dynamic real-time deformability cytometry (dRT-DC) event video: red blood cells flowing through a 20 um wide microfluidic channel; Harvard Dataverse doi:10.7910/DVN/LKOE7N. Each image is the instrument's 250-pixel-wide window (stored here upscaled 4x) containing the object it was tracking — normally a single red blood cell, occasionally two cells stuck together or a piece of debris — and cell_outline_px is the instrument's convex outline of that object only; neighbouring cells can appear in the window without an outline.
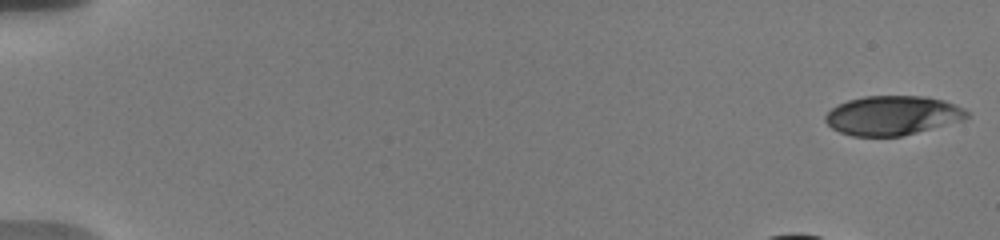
{"species": "human", "species_latin": "Homo sapiens", "temperature_condition": "warm", "stored_images_in_passage": 50, "camera_frame_rate_fps": 3000, "um_per_image_px": 0.085, "donor": {"sex": "male"}, "frame": {"image": 1, "passage_image": 1, "time_ms": 0.0, "image_size_px": [1000, 240], "cell_outline_px": [[968, 116], [964, 120], [900, 136], [852, 136], [840, 132], [832, 128], [824, 120], [824, 116], [832, 108], [848, 100], [864, 96], [928, 96], [944, 100], [956, 104], [964, 108], [968, 112]], "centroid_in_image_um": [75.87, 9.8], "position_along_channel_um": 9.1, "area_um2": 32.37}}
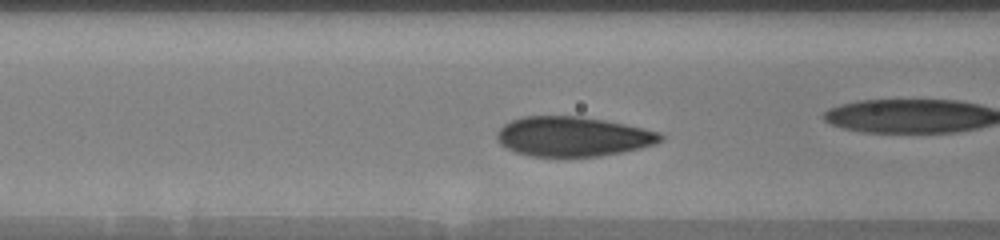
{"frame": {"image": 2, "passage_image": 22, "time_ms": 7.0, "image_size_px": [1000, 240], "cell_outline_px": [[664, 136], [656, 144], [640, 148], [620, 152], [596, 156], [528, 156], [516, 152], [500, 144], [496, 140], [496, 132], [504, 124], [512, 120], [524, 116], [580, 116], [604, 120], [624, 124], [660, 132]], "centroid_in_image_um": [48.66, 11.6], "position_along_channel_um": 117.9, "area_um2": 37.69}}
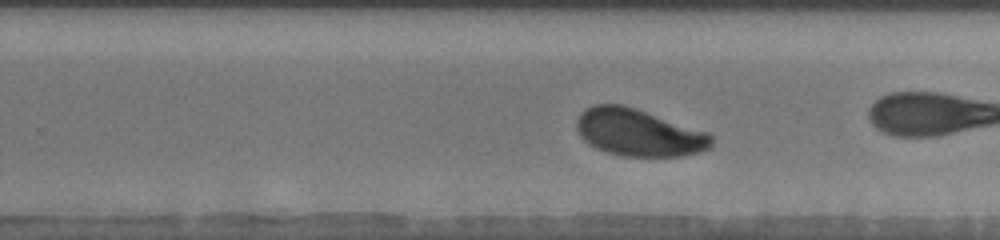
{"frame": {"image": 3, "passage_image": 35, "time_ms": 11.333, "image_size_px": [1000, 240], "cell_outline_px": [[712, 148], [700, 152], [680, 156], [624, 156], [608, 152], [596, 148], [588, 144], [580, 136], [576, 128], [576, 120], [580, 112], [584, 108], [592, 104], [624, 104], [708, 132], [712, 136]], "centroid_in_image_um": [54.27, 11.25], "position_along_channel_um": 275.5, "area_um2": 37.34}, "authors_computed_cell_mechanics": {"area_um2": 37.2521, "velocity_mm_per_s": 3.6455, "shape_relaxation_time_tau1_ms": 2.2206, "shape_relaxation_time_tau2_ms": null, "deformation_change_tau1": 0.151, "deformation_change_tau2": null}}